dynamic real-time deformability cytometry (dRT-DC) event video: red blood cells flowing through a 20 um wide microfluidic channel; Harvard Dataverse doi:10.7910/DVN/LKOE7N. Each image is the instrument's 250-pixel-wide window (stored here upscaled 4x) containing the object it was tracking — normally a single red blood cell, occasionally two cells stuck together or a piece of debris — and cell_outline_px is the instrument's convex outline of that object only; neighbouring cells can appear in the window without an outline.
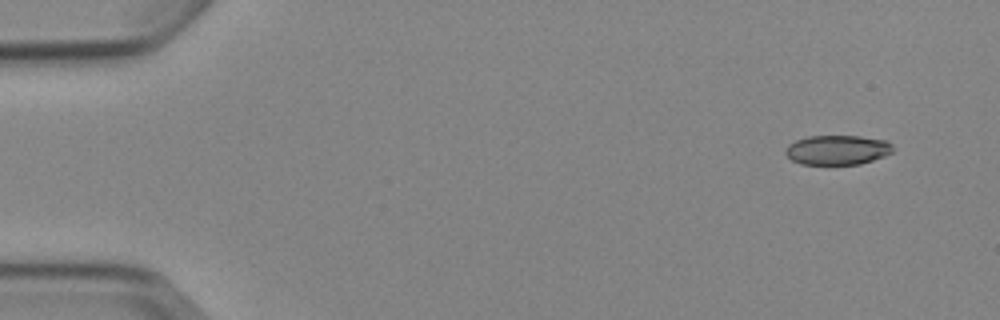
{"species": "Egyptian fruit bat (a non-hibernating species)", "species_latin": "Rousettus aegyptiacus", "temperature_condition": "cold", "stored_images_in_passage": 4, "camera_frame_rate_fps": 3000, "um_per_image_px": 0.085, "animal": {"sex": "female"}, "frame": {"image": 1, "passage_image": 1, "time_ms": 0.0, "image_size_px": [1000, 320], "cell_outline_px": [[892, 152], [884, 156], [860, 164], [800, 164], [792, 160], [784, 152], [784, 148], [788, 144], [796, 140], [808, 136], [860, 136], [888, 140], [892, 144]], "centroid_in_image_um": [71.16, 12.73], "position_along_channel_um": 13.8, "area_um2": 18.61}}
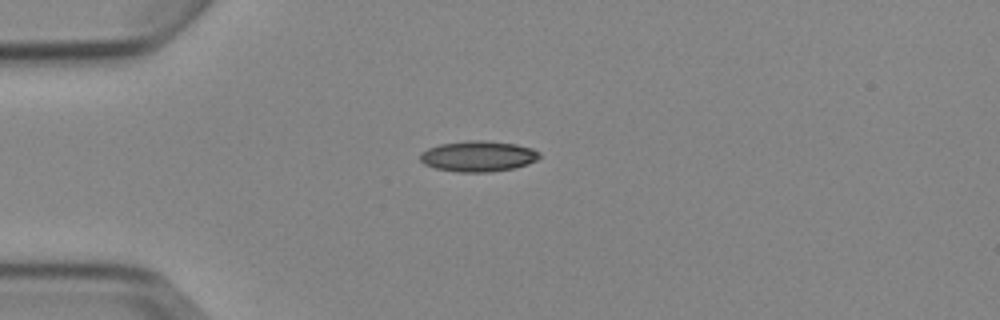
{"frame": {"image": 2, "passage_image": 4, "time_ms": 3.333, "image_size_px": [1000, 320], "cell_outline_px": [[540, 156], [536, 160], [528, 164], [516, 168], [488, 172], [460, 172], [436, 168], [424, 164], [420, 160], [420, 152], [428, 148], [440, 144], [468, 140], [484, 140], [516, 144], [532, 148], [540, 152]], "centroid_in_image_um": [40.65, 13.27], "position_along_channel_um": 44.3, "area_um2": 21.44}}